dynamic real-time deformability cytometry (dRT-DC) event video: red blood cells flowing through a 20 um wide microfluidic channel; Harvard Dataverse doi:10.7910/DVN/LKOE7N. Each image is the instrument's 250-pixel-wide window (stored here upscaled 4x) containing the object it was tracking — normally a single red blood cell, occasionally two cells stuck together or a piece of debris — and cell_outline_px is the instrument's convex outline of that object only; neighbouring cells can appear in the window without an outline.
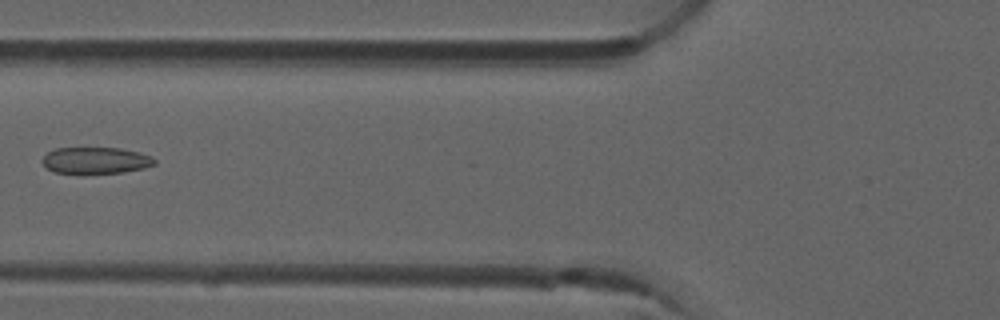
{"species": "common noctule bat (a hibernating species)", "species_latin": "Nyctalus noctula", "temperature_condition": "room temperature", "stored_images_in_passage": 5, "camera_frame_rate_fps": 3000, "um_per_image_px": 0.085, "animal": {"sex": "male", "forearm_length_mm": 52.5}, "frame": {"image": 1, "passage_image": 5, "time_ms": 1.333, "image_size_px": [1000, 320], "cell_outline_px": [[156, 164], [144, 168], [124, 172], [56, 172], [48, 168], [40, 160], [48, 152], [56, 148], [120, 148], [140, 152], [152, 156], [156, 160]], "centroid_in_image_um": [8.19, 13.61], "position_along_channel_um": 117.6, "area_um2": 17.05}}